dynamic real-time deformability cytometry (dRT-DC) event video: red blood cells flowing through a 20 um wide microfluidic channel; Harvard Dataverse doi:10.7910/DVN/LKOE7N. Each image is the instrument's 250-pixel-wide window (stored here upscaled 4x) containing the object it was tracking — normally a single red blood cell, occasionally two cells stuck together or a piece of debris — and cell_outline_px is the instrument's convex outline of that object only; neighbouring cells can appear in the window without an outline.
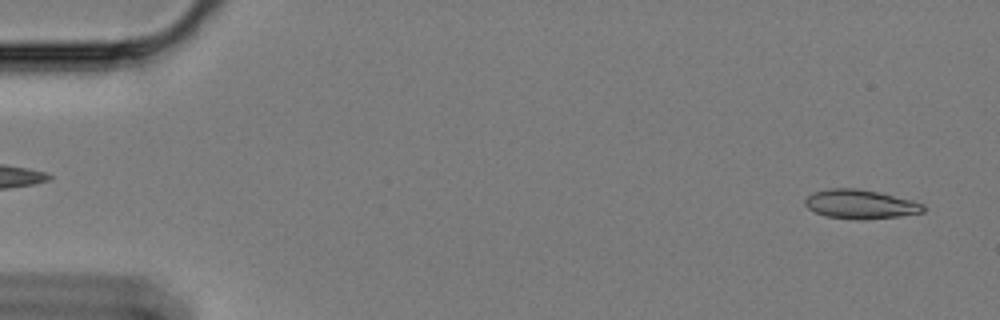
{"species": "Egyptian fruit bat (a non-hibernating species)", "species_latin": "Rousettus aegyptiacus", "temperature_condition": "cold", "stored_images_in_passage": 58, "camera_frame_rate_fps": 3000, "um_per_image_px": 0.085, "animal": {"sex": "female"}, "frame": {"image": 1, "passage_image": 2, "time_ms": 0.333, "image_size_px": [1000, 320], "cell_outline_px": [[924, 212], [900, 216], [864, 220], [856, 220], [824, 216], [808, 208], [804, 204], [804, 200], [808, 196], [816, 192], [832, 188], [856, 188], [876, 192], [912, 200], [924, 204]], "centroid_in_image_um": [73.13, 17.37], "position_along_channel_um": 11.9, "area_um2": 19.94}}
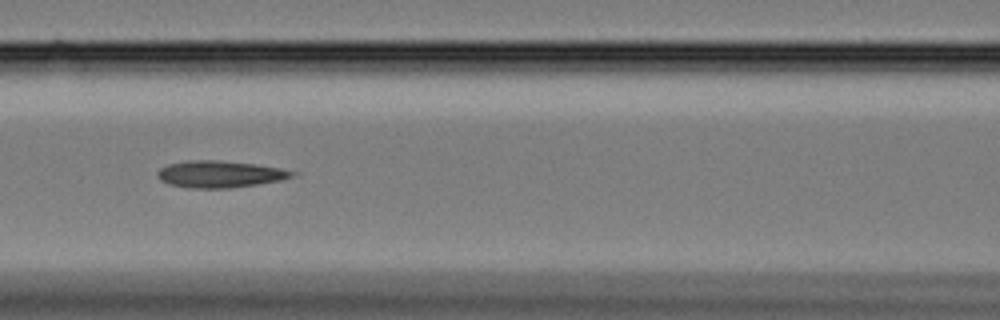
{"frame": {"image": 2, "passage_image": 25, "time_ms": 8.0, "image_size_px": [1000, 320], "cell_outline_px": [[300, 172], [292, 176], [280, 180], [256, 184], [228, 188], [188, 188], [168, 184], [160, 180], [156, 172], [160, 168], [168, 164], [192, 160], [216, 160], [256, 164], [280, 168]], "centroid_in_image_um": [18.67, 14.8], "position_along_channel_um": 147.9, "area_um2": 20.98}}
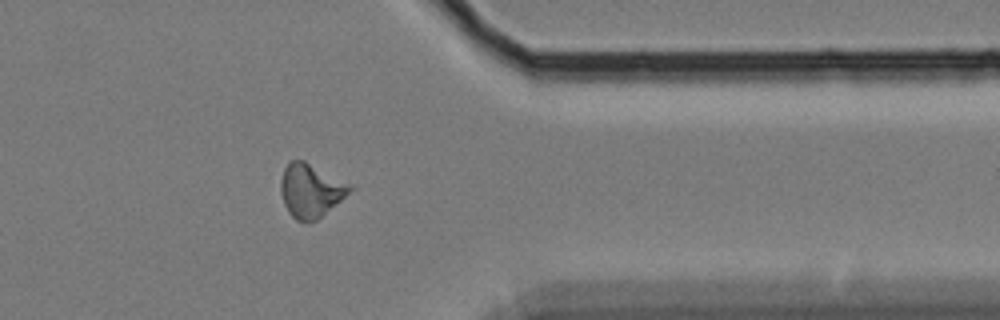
{"frame": {"image": 3, "passage_image": 47, "time_ms": 15.333, "image_size_px": [1000, 320], "cell_outline_px": [[356, 188], [316, 220], [296, 220], [288, 212], [284, 204], [280, 192], [280, 180], [284, 168], [292, 160], [304, 160], [352, 184]], "centroid_in_image_um": [26.42, 16.17], "position_along_channel_um": 385.0, "area_um2": 21.56}, "authors_computed_cell_mechanics": {"area_um2": 20.2589, "velocity_mm_per_s": 3.4, "shape_relaxation_time_tau1_ms": null, "shape_relaxation_time_tau2_ms": 7.6234, "deformation_change_tau1": null, "deformation_change_tau2": 0.1635}}